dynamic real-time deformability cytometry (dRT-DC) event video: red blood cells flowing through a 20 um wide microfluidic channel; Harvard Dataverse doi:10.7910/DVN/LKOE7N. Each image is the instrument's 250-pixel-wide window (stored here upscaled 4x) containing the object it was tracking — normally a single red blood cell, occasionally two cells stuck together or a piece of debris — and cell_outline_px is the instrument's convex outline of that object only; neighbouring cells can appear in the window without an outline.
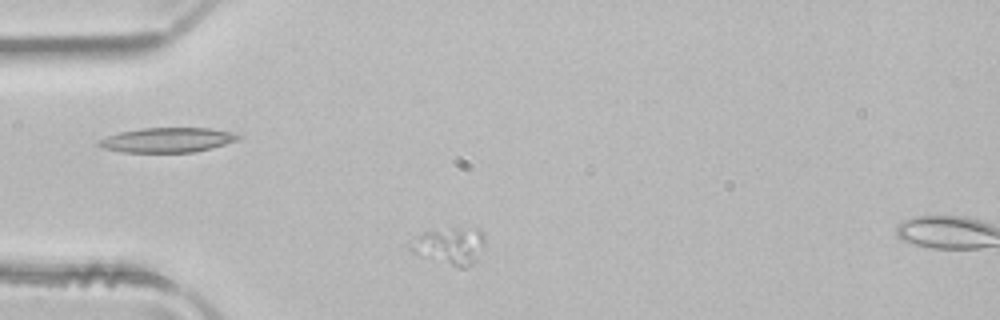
{"species": "common noctule bat (a hibernating species)", "species_latin": "Nyctalus noctula", "temperature_condition": "room temperature", "stored_images_in_passage": 3, "camera_frame_rate_fps": 3000, "um_per_image_px": 0.085, "animal": {"sex": "male", "body_mass_g": 21.5, "forearm_length_mm": 52.0}, "frame": {"image": 1, "passage_image": 2, "time_ms": 0.333, "image_size_px": [1000, 320], "cell_outline_px": [[484, 248], [472, 264], [464, 268], [460, 268], [416, 256], [408, 248], [408, 244], [420, 232], [432, 228], [480, 228], [484, 232]], "centroid_in_image_um": [38.18, 20.88], "position_along_channel_um": 46.8, "area_um2": 16.88}}